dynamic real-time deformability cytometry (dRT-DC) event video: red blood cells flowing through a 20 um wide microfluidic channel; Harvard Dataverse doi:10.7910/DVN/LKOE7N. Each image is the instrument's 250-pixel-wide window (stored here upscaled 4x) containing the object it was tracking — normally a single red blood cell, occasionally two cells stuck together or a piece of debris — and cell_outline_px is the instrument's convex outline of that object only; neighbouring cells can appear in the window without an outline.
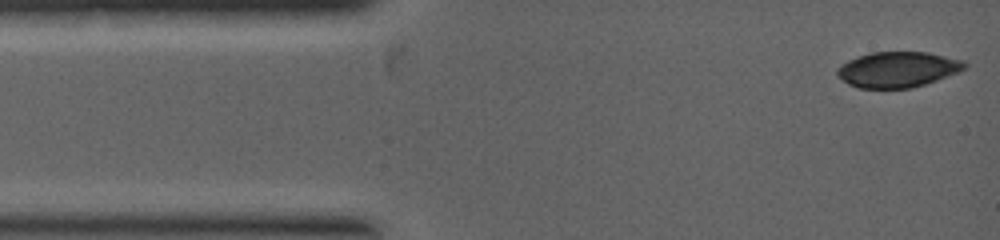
{"species": "common noctule bat (a hibernating species)", "species_latin": "Nyctalus noctula", "temperature_condition": "warm", "stored_images_in_passage": 4, "camera_frame_rate_fps": 5000, "um_per_image_px": 0.085, "animal": {"sex": "female", "body_mass_g": 19.0, "forearm_length_mm": 53.3}, "frame": {"image": 1, "passage_image": 1, "time_ms": 0.0, "image_size_px": [1000, 240], "cell_outline_px": [[968, 64], [960, 72], [912, 88], [860, 88], [848, 84], [836, 76], [836, 68], [840, 64], [848, 60], [872, 52], [928, 52], [964, 60]], "centroid_in_image_um": [76.3, 5.9], "position_along_channel_um": 8.7, "area_um2": 26.53}}